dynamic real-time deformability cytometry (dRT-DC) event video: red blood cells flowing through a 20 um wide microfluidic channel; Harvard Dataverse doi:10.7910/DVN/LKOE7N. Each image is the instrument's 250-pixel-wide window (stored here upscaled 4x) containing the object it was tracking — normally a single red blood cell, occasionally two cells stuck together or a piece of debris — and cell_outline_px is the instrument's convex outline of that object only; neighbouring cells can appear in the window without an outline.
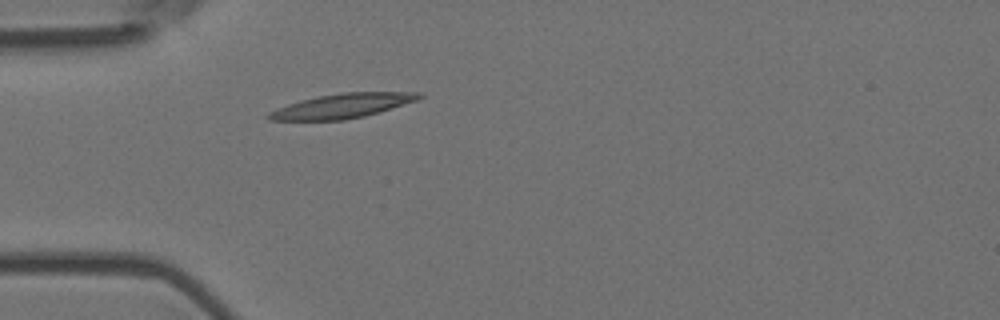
{"species": "Egyptian fruit bat (a non-hibernating species)", "species_latin": "Rousettus aegyptiacus", "temperature_condition": "room temperature", "stored_images_in_passage": 3, "camera_frame_rate_fps": 3000, "um_per_image_px": 0.085, "animal": {"sex": "female"}, "frame": {"image": 1, "passage_image": 3, "time_ms": 0.667, "image_size_px": [1000, 320], "cell_outline_px": [[424, 96], [416, 100], [364, 116], [344, 120], [268, 120], [264, 116], [268, 112], [276, 108], [300, 100], [316, 96], [340, 92], [420, 92]], "centroid_in_image_um": [29.01, 8.99], "position_along_channel_um": 56.0, "area_um2": 21.39}}